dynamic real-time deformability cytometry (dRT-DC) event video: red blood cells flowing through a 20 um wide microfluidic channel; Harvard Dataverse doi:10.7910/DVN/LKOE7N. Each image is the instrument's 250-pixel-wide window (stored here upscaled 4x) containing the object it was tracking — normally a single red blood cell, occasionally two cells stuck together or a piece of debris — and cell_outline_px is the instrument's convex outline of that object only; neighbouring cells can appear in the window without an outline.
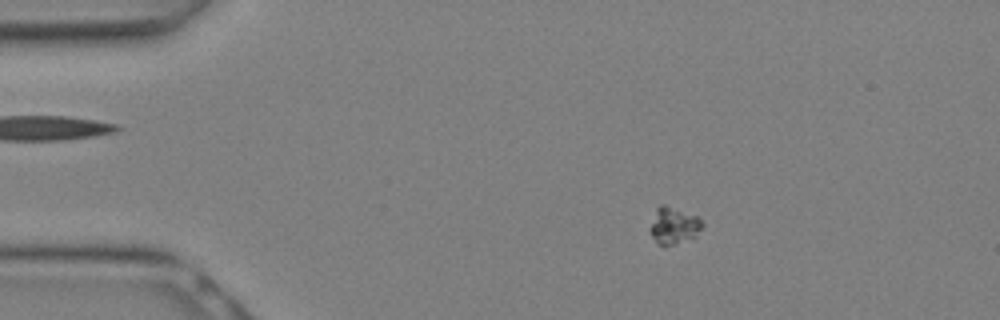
{"species": "Egyptian fruit bat (a non-hibernating species)", "species_latin": "Rousettus aegyptiacus", "temperature_condition": "warm", "stored_images_in_passage": 28, "camera_frame_rate_fps": 3000, "um_per_image_px": 0.085, "animal": {"sex": "female"}, "frame": {"image": 1, "passage_image": 5, "time_ms": 1.333, "image_size_px": [1000, 320], "cell_outline_px": [[704, 224], [696, 236], [672, 244], [660, 244], [652, 236], [652, 224], [656, 208], [660, 204], [664, 204], [696, 216]], "centroid_in_image_um": [57.3, 19.14], "position_along_channel_um": 27.7, "area_um2": 10.58}}
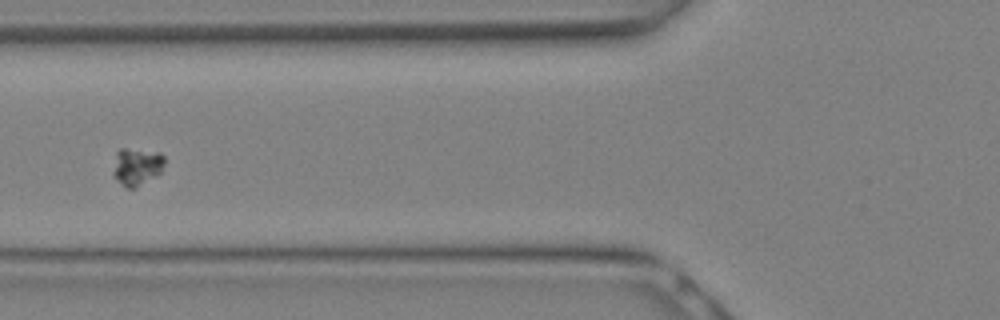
{"frame": {"image": 2, "passage_image": 11, "time_ms": 3.333, "image_size_px": [1000, 320], "cell_outline_px": [[164, 164], [160, 172], [136, 188], [124, 188], [116, 180], [112, 172], [116, 152], [120, 148], [124, 148], [160, 152], [164, 156]], "centroid_in_image_um": [11.59, 14.16], "position_along_channel_um": 114.2, "area_um2": 11.33}}
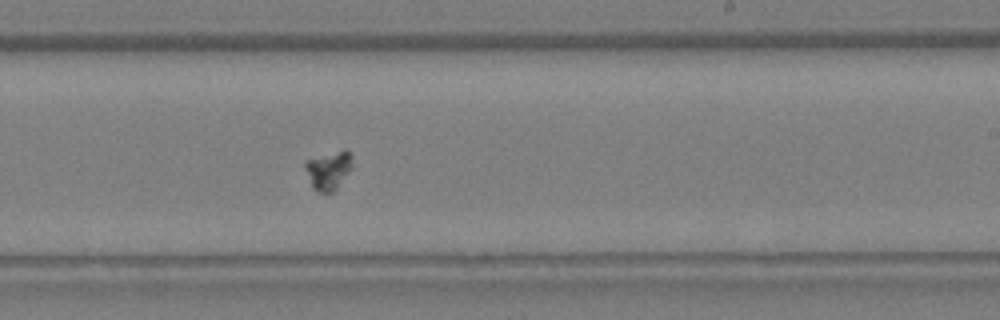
{"frame": {"image": 3, "passage_image": 17, "time_ms": 5.333, "image_size_px": [1000, 320], "cell_outline_px": [[352, 168], [336, 188], [332, 192], [316, 192], [312, 188], [304, 168], [304, 160], [344, 148], [352, 152]], "centroid_in_image_um": [27.91, 14.43], "position_along_channel_um": 261.1, "area_um2": 10.87}}